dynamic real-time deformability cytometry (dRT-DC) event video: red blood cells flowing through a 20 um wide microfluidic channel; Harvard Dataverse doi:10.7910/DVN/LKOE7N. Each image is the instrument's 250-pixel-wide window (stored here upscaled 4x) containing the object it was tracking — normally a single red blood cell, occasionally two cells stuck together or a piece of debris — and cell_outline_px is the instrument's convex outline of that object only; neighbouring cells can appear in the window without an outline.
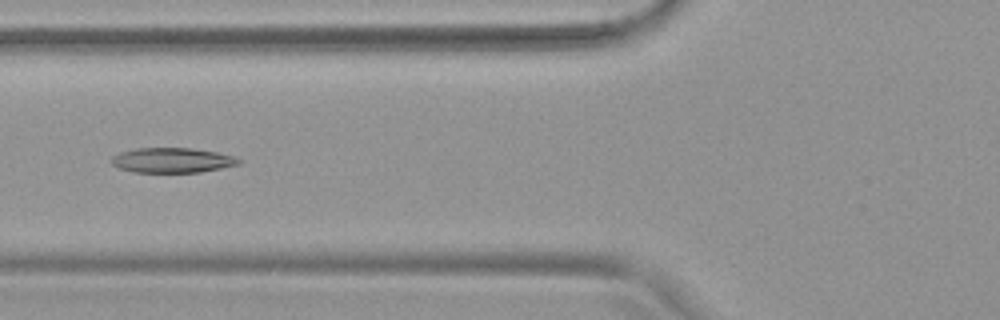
{"species": "common noctule bat (a hibernating species)", "species_latin": "Nyctalus noctula", "temperature_condition": "warm", "stored_images_in_passage": 53, "camera_frame_rate_fps": 3000, "um_per_image_px": 0.085, "animal": {"sex": "female", "body_mass_g": 19.9}, "frame": {"image": 1, "passage_image": 21, "time_ms": 6.667, "image_size_px": [1000, 320], "cell_outline_px": [[244, 160], [240, 164], [200, 172], [132, 172], [120, 168], [112, 164], [108, 160], [112, 156], [120, 152], [136, 148], [192, 148], [216, 152], [232, 156]], "centroid_in_image_um": [14.61, 13.62], "position_along_channel_um": 111.2, "area_um2": 18.55}}
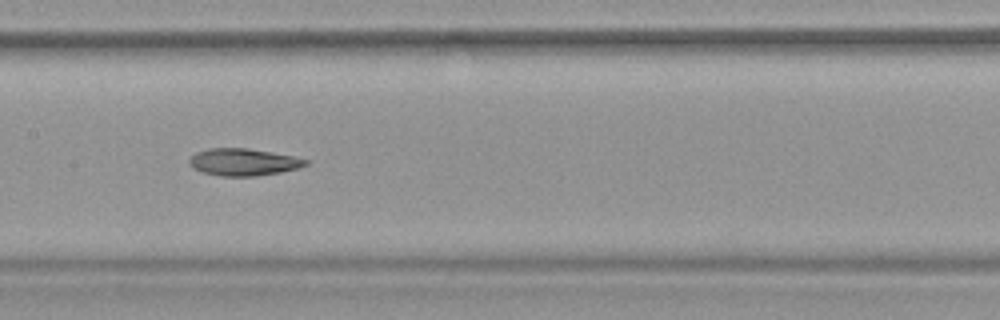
{"frame": {"image": 2, "passage_image": 27, "time_ms": 8.667, "image_size_px": [1000, 320], "cell_outline_px": [[308, 164], [300, 168], [280, 172], [256, 176], [220, 176], [200, 172], [192, 168], [188, 164], [188, 160], [196, 152], [208, 148], [248, 148], [296, 156], [308, 160]], "centroid_in_image_um": [20.68, 13.78], "position_along_channel_um": 186.7, "area_um2": 18.67}}
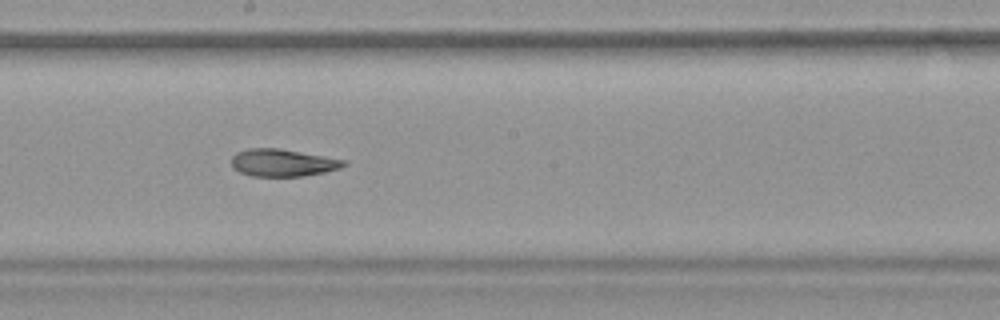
{"frame": {"image": 3, "passage_image": 30, "time_ms": 9.667, "image_size_px": [1000, 320], "cell_outline_px": [[348, 164], [340, 168], [324, 172], [304, 176], [252, 176], [240, 172], [232, 168], [232, 156], [236, 152], [248, 148], [280, 148], [324, 156], [344, 160]], "centroid_in_image_um": [24.01, 13.83], "position_along_channel_um": 224.2, "area_um2": 17.92}, "authors_computed_cell_mechanics": {"area_um2": 20.1722, "velocity_mm_per_s": 3.7731, "shape_relaxation_time_tau1_ms": null, "shape_relaxation_time_tau2_ms": 3.525, "deformation_change_tau1": null, "deformation_change_tau2": 0.1135}}